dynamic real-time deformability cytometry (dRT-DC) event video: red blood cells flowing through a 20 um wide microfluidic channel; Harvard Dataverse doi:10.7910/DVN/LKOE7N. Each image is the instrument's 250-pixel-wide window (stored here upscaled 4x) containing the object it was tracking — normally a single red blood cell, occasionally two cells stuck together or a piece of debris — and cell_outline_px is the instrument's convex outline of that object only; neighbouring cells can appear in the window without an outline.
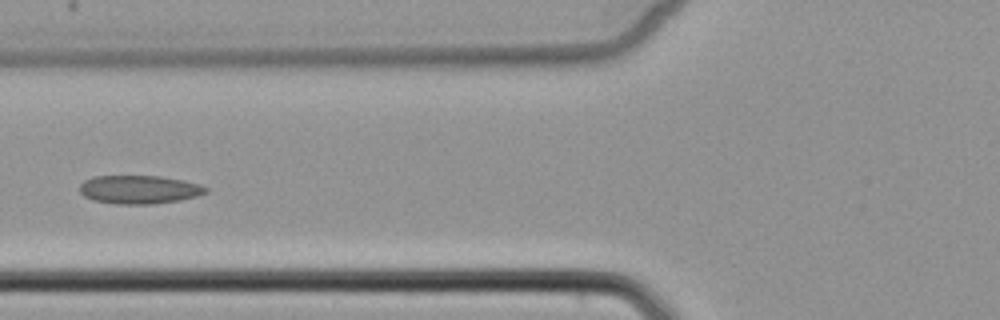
{"species": "common noctule bat (a hibernating species)", "species_latin": "Nyctalus noctula", "temperature_condition": "cold", "stored_images_in_passage": 7, "camera_frame_rate_fps": 3000, "um_per_image_px": 0.085, "animal": {"sex": "female", "body_mass_g": 22.7, "forearm_length_mm": 54.2}, "frame": {"image": 1, "passage_image": 7, "time_ms": 7.0, "image_size_px": [1000, 320], "cell_outline_px": [[208, 192], [196, 196], [180, 200], [152, 204], [116, 204], [92, 200], [84, 196], [80, 192], [80, 184], [84, 180], [92, 176], [160, 176], [184, 180], [200, 184], [208, 188]], "centroid_in_image_um": [11.83, 16.11], "position_along_channel_um": 114.0, "area_um2": 21.04}}